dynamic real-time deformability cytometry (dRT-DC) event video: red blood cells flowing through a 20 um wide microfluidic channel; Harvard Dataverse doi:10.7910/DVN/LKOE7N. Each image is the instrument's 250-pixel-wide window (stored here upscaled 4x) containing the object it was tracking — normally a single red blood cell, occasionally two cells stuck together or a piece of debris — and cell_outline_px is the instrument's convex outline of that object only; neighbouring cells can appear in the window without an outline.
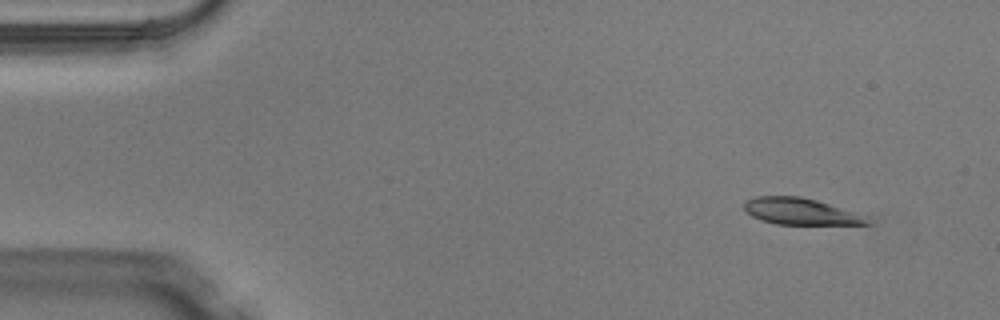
{"species": "Egyptian fruit bat (a non-hibernating species)", "species_latin": "Rousettus aegyptiacus", "temperature_condition": "warm", "stored_images_in_passage": 5, "camera_frame_rate_fps": 3000, "um_per_image_px": 0.085, "animal": {"sex": "male"}, "frame": {"image": 1, "passage_image": 2, "time_ms": 0.333, "image_size_px": [1000, 320], "cell_outline_px": [[872, 224], [776, 224], [760, 220], [744, 212], [744, 200], [756, 196], [800, 196], [816, 200], [856, 212]], "centroid_in_image_um": [67.94, 17.96], "position_along_channel_um": 17.1, "area_um2": 18.9}}